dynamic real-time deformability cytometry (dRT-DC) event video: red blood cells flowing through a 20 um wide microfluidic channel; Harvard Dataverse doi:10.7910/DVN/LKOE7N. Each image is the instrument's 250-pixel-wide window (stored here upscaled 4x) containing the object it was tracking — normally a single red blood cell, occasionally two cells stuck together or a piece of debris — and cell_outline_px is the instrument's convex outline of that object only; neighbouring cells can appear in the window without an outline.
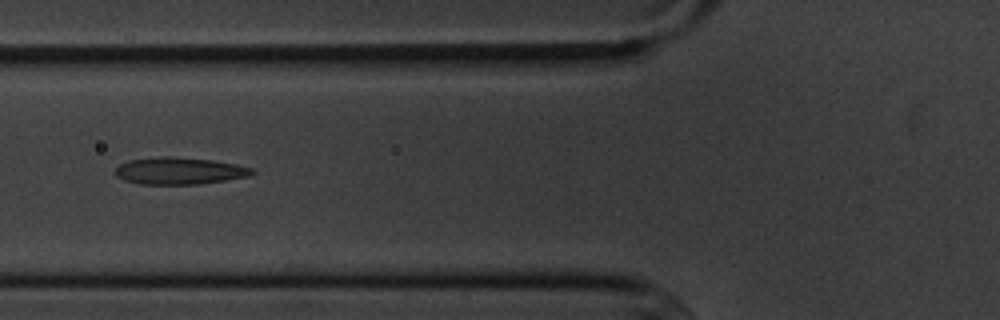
{"species": "common noctule bat (a hibernating species)", "species_latin": "Nyctalus noctula", "temperature_condition": "cold", "stored_images_in_passage": 6, "camera_frame_rate_fps": 3000, "um_per_image_px": 0.085, "animal": {"sex": "male", "body_mass_g": 20.1, "forearm_length_mm": 53.5}, "frame": {"image": 1, "passage_image": 5, "time_ms": 4.667, "image_size_px": [1000, 320], "cell_outline_px": [[256, 172], [248, 176], [224, 180], [196, 184], [140, 184], [124, 180], [116, 176], [112, 172], [120, 164], [128, 160], [160, 156], [168, 156], [212, 160], [236, 164], [252, 168]], "centroid_in_image_um": [15.2, 14.52], "position_along_channel_um": 110.6, "area_um2": 21.5}}
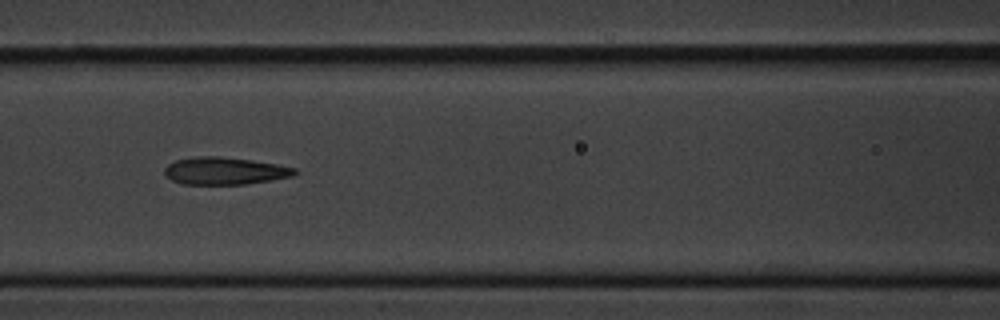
{"frame": {"image": 2, "passage_image": 6, "time_ms": 5.667, "image_size_px": [1000, 320], "cell_outline_px": [[300, 172], [292, 176], [272, 180], [248, 184], [184, 184], [172, 180], [164, 172], [164, 168], [168, 164], [176, 160], [196, 156], [220, 156], [252, 160], [276, 164], [296, 168]], "centroid_in_image_um": [19.13, 14.52], "position_along_channel_um": 147.5, "area_um2": 20.81}}